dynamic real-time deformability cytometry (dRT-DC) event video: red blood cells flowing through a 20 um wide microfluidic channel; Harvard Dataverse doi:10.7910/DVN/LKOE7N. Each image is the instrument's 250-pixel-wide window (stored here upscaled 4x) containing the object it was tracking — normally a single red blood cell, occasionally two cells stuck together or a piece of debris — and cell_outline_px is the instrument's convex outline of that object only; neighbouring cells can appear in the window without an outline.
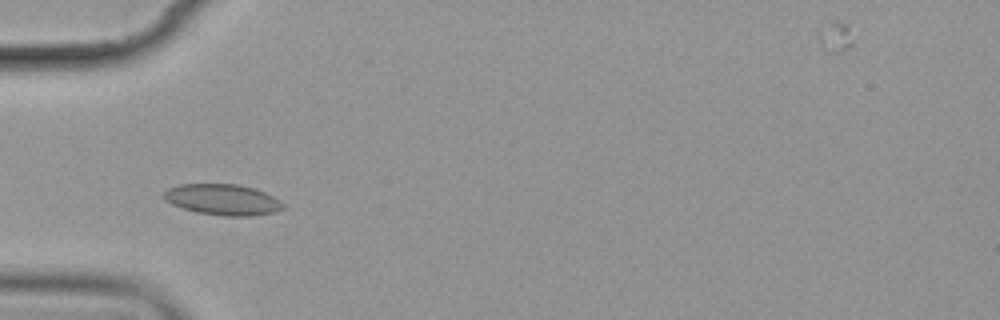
{"species": "common noctule bat (a hibernating species)", "species_latin": "Nyctalus noctula", "temperature_condition": "cold", "stored_images_in_passage": 5, "camera_frame_rate_fps": 3000, "um_per_image_px": 0.085, "animal": {"sex": "female", "body_mass_g": 19.9}, "frame": {"image": 1, "passage_image": 4, "time_ms": 3.667, "image_size_px": [1000, 320], "cell_outline_px": [[284, 208], [276, 212], [252, 216], [224, 216], [196, 212], [172, 204], [164, 200], [164, 192], [168, 188], [180, 184], [236, 184], [252, 188], [264, 192], [280, 200], [284, 204]], "centroid_in_image_um": [18.94, 16.97], "position_along_channel_um": 66.1, "area_um2": 21.44}}
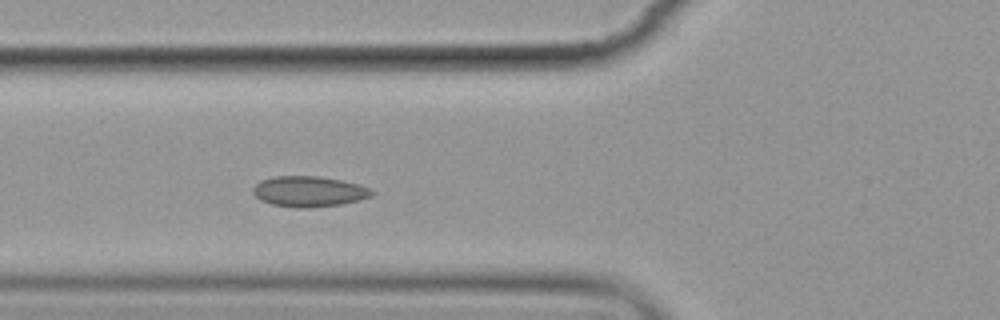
{"frame": {"image": 2, "passage_image": 5, "time_ms": 4.667, "image_size_px": [1000, 320], "cell_outline_px": [[376, 192], [372, 196], [360, 200], [340, 204], [304, 208], [296, 208], [272, 204], [260, 200], [252, 192], [252, 188], [260, 180], [272, 176], [316, 176], [340, 180], [356, 184], [368, 188]], "centroid_in_image_um": [26.23, 16.27], "position_along_channel_um": 99.6, "area_um2": 21.1}}